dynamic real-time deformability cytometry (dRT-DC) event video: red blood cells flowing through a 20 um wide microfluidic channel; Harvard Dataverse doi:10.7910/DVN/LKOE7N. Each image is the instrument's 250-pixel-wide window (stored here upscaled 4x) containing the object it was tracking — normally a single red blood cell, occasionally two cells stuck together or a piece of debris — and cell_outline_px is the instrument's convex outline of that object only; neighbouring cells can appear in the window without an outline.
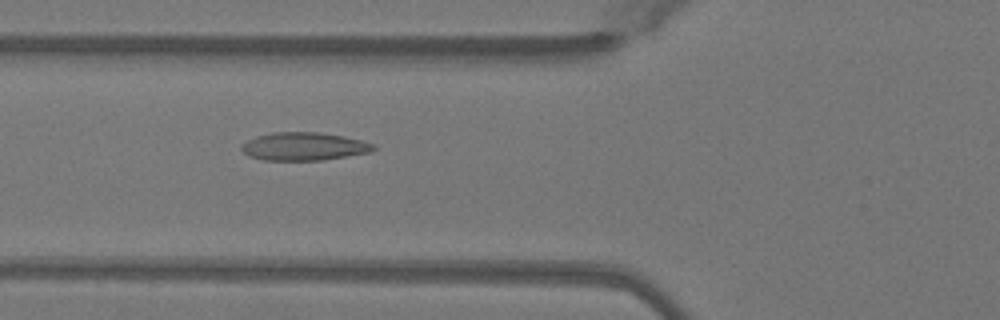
{"species": "Egyptian fruit bat (a non-hibernating species)", "species_latin": "Rousettus aegyptiacus", "temperature_condition": "warm", "stored_images_in_passage": 50, "camera_frame_rate_fps": 3000, "um_per_image_px": 0.085, "animal": {"sex": "female"}, "frame": {"image": 1, "passage_image": 19, "time_ms": 6.0, "image_size_px": [1000, 320], "cell_outline_px": [[376, 148], [372, 152], [324, 160], [264, 160], [248, 156], [240, 148], [240, 144], [256, 136], [272, 132], [320, 132], [344, 136], [376, 144]], "centroid_in_image_um": [25.84, 12.44], "position_along_channel_um": 100.0, "area_um2": 21.79}}
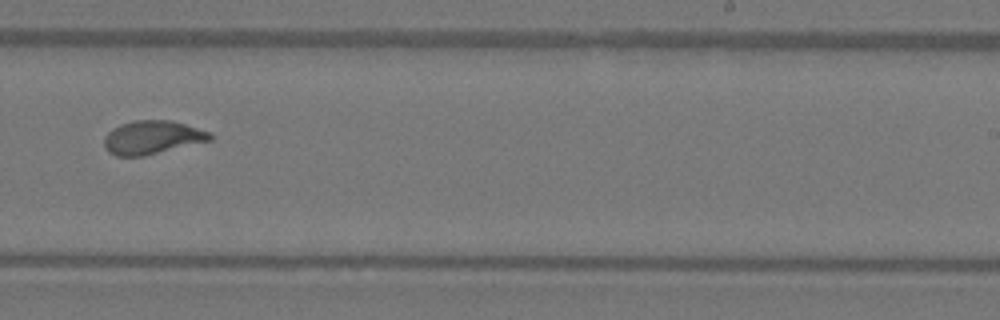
{"frame": {"image": 2, "passage_image": 32, "time_ms": 10.333, "image_size_px": [1000, 320], "cell_outline_px": [[212, 140], [144, 156], [116, 156], [108, 152], [104, 148], [104, 136], [112, 128], [120, 124], [136, 120], [172, 120], [212, 132]], "centroid_in_image_um": [12.93, 11.68], "position_along_channel_um": 276.1, "area_um2": 20.87}}
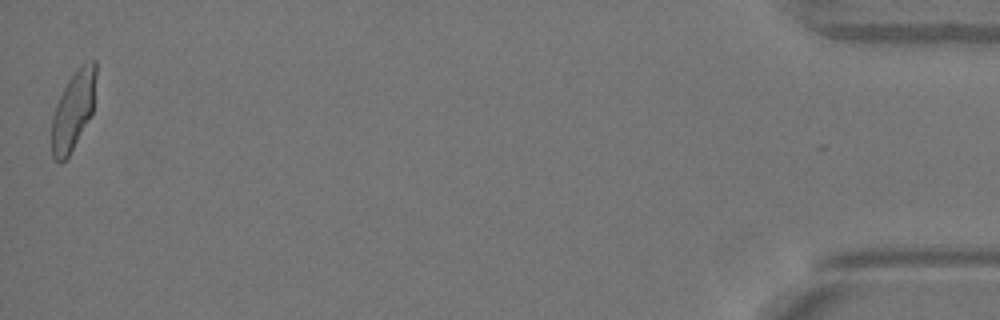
{"frame": {"image": 3, "passage_image": 50, "time_ms": 16.333, "image_size_px": [1000, 320], "cell_outline_px": [[96, 76], [92, 112], [68, 156], [60, 164], [52, 156], [52, 116], [56, 104], [68, 80], [80, 64], [92, 60], [96, 60]], "centroid_in_image_um": [6.22, 9.34], "position_along_channel_um": 429.0, "area_um2": 19.94}, "authors_computed_cell_mechanics": {"area_um2": 20.8947, "velocity_mm_per_s": 4.0561, "shape_relaxation_time_tau1_ms": 5.8041, "shape_relaxation_time_tau2_ms": 0.7593, "deformation_change_tau1": 0.2025, "deformation_change_tau2": 0.0484}}